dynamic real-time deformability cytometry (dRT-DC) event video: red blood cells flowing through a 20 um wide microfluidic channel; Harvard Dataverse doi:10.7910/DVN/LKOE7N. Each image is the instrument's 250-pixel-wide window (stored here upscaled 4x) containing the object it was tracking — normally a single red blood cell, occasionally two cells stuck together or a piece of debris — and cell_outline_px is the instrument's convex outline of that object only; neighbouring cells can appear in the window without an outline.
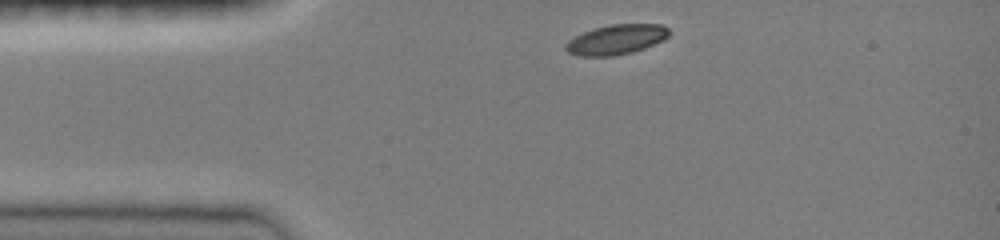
{"species": "common noctule bat (a hibernating species)", "species_latin": "Nyctalus noctula", "temperature_condition": "room temperature", "stored_images_in_passage": 33, "camera_frame_rate_fps": 3000, "um_per_image_px": 0.085, "animal": {"sex": "female", "body_mass_g": 19.0, "forearm_length_mm": 51.5}, "frame": {"image": 1, "passage_image": 1, "time_ms": 0.0, "image_size_px": [1000, 240], "cell_outline_px": [[672, 32], [664, 40], [644, 48], [632, 52], [612, 56], [580, 56], [568, 52], [564, 48], [564, 44], [568, 40], [584, 32], [596, 28], [612, 24], [660, 24], [668, 28]], "centroid_in_image_um": [52.4, 3.36], "position_along_channel_um": 32.6, "area_um2": 17.98}}
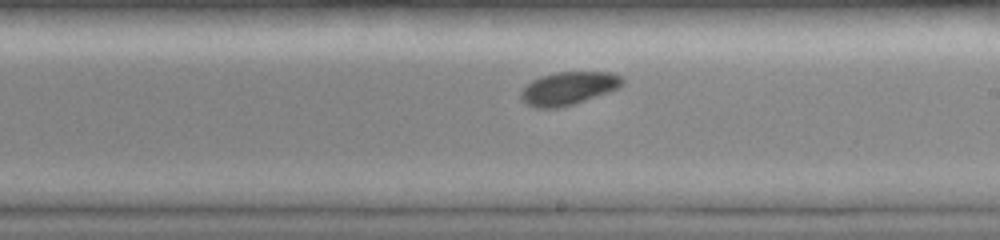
{"frame": {"image": 2, "passage_image": 19, "time_ms": 6.0, "image_size_px": [1000, 240], "cell_outline_px": [[624, 84], [608, 92], [560, 108], [536, 108], [520, 100], [520, 92], [532, 80], [540, 76], [556, 72], [612, 72], [624, 76]], "centroid_in_image_um": [48.32, 7.49], "position_along_channel_um": 240.7, "area_um2": 19.54}}
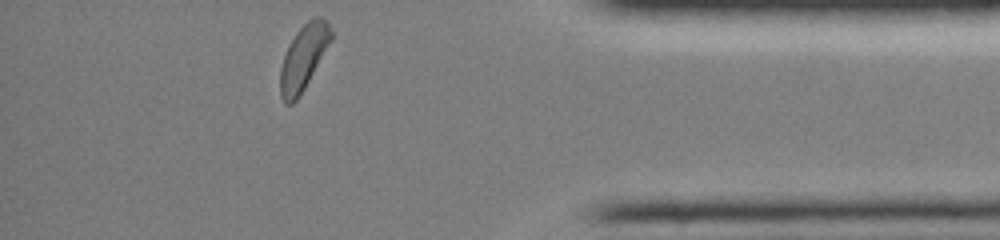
{"frame": {"image": 3, "passage_image": 33, "time_ms": 10.667, "image_size_px": [1000, 240], "cell_outline_px": [[332, 40], [300, 96], [292, 104], [284, 104], [280, 96], [280, 68], [288, 44], [296, 32], [312, 16], [320, 16], [328, 24], [332, 32]], "centroid_in_image_um": [25.78, 4.9], "position_along_channel_um": 409.4, "area_um2": 19.31}, "authors_computed_cell_mechanics": {"area_um2": 19.3052, "velocity_mm_per_s": 4.0258, "shape_relaxation_time_tau1_ms": 1.5766, "shape_relaxation_time_tau2_ms": null, "deformation_change_tau1": 0.0816, "deformation_change_tau2": null}}